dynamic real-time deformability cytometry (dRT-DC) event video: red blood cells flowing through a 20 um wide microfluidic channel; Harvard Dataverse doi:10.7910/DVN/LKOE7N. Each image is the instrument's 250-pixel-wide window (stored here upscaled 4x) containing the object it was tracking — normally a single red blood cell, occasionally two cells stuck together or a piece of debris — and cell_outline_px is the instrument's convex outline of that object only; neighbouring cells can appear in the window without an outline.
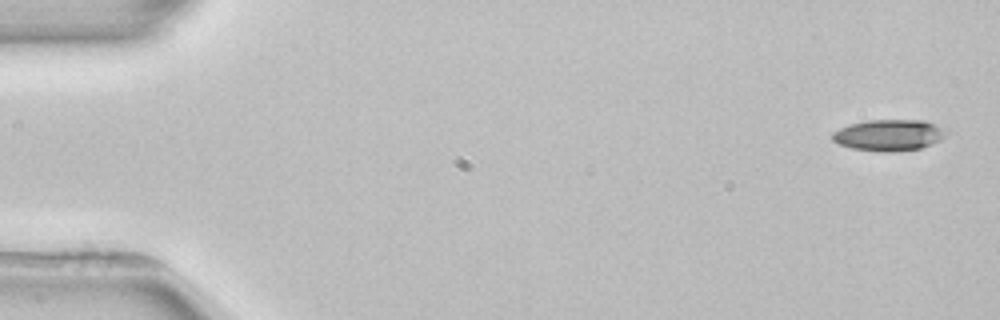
{"species": "common noctule bat (a hibernating species)", "species_latin": "Nyctalus noctula", "temperature_condition": "room temperature", "stored_images_in_passage": 3, "camera_frame_rate_fps": 3000, "um_per_image_px": 0.085, "animal": {"sex": "female", "body_mass_g": 22.7, "forearm_length_mm": 54.2}, "frame": {"image": 1, "passage_image": 1, "time_ms": 0.0, "image_size_px": [1000, 320], "cell_outline_px": [[944, 136], [940, 140], [920, 148], [892, 152], [880, 152], [852, 148], [836, 144], [832, 140], [832, 132], [848, 124], [868, 120], [924, 120], [940, 128]], "centroid_in_image_um": [75.44, 11.49], "position_along_channel_um": 9.6, "area_um2": 20.52}}
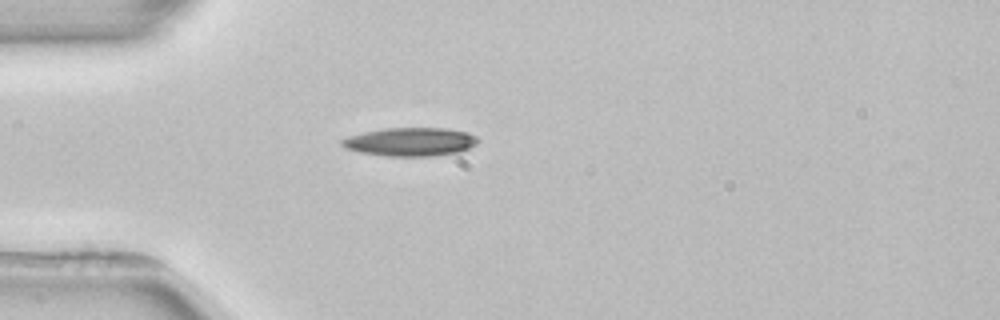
{"frame": {"image": 2, "passage_image": 3, "time_ms": 4.333, "image_size_px": [1000, 320], "cell_outline_px": [[480, 140], [476, 144], [460, 152], [432, 156], [388, 156], [360, 152], [344, 148], [340, 144], [340, 140], [348, 136], [364, 132], [384, 128], [444, 128], [468, 132], [476, 136]], "centroid_in_image_um": [34.88, 12.05], "position_along_channel_um": 50.1, "area_um2": 22.66}}